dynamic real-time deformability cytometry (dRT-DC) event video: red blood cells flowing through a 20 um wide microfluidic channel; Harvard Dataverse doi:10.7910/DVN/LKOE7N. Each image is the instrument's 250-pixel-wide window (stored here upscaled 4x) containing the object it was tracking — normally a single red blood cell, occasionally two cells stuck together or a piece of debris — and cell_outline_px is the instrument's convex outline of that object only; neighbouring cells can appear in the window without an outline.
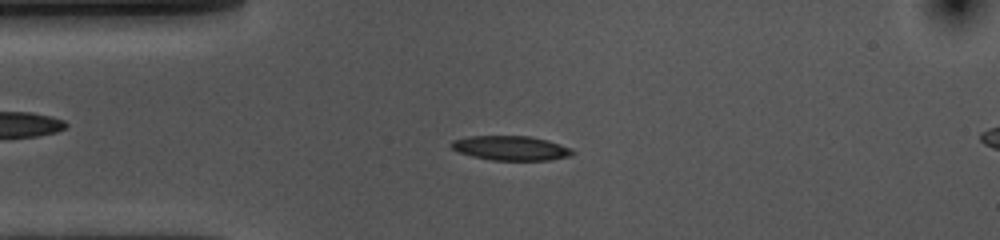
{"species": "common noctule bat (a hibernating species)", "species_latin": "Nyctalus noctula", "temperature_condition": "cold", "stored_images_in_passage": 53, "camera_frame_rate_fps": 3000, "um_per_image_px": 0.085, "animal": {"sex": "female", "body_mass_g": 10.0, "forearm_length_mm": 53.1}, "frame": {"image": 1, "passage_image": 11, "time_ms": 3.333, "image_size_px": [1000, 240], "cell_outline_px": [[576, 152], [568, 156], [552, 160], [492, 160], [472, 156], [460, 152], [452, 148], [448, 144], [452, 140], [468, 136], [532, 136], [548, 140], [572, 148]], "centroid_in_image_um": [43.43, 12.58], "position_along_channel_um": 41.6, "area_um2": 17.4}}
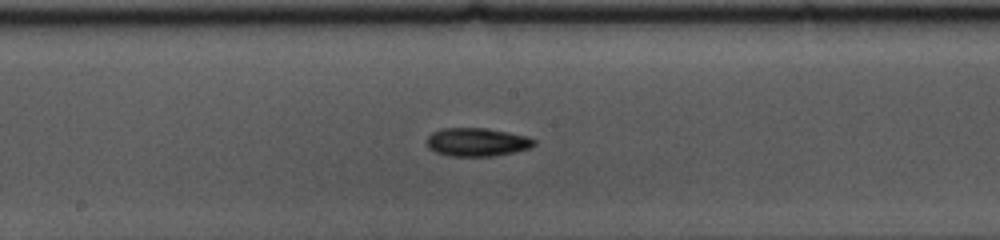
{"frame": {"image": 2, "passage_image": 26, "time_ms": 8.333, "image_size_px": [1000, 240], "cell_outline_px": [[536, 144], [532, 148], [516, 152], [492, 156], [452, 156], [436, 152], [428, 148], [428, 136], [432, 132], [440, 128], [488, 128], [528, 136], [536, 140]], "centroid_in_image_um": [40.59, 12.07], "position_along_channel_um": 207.6, "area_um2": 17.92}}
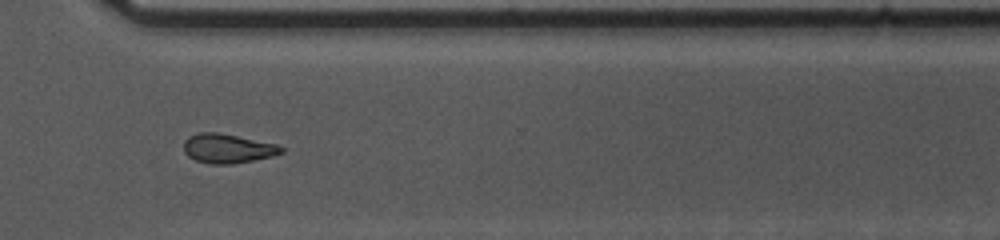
{"frame": {"image": 3, "passage_image": 38, "time_ms": 12.333, "image_size_px": [1000, 240], "cell_outline_px": [[284, 152], [272, 156], [232, 164], [208, 164], [196, 160], [188, 156], [184, 152], [184, 140], [188, 136], [200, 132], [216, 132], [276, 144], [284, 148]], "centroid_in_image_um": [19.32, 12.62], "position_along_channel_um": 351.3, "area_um2": 16.53}, "authors_computed_cell_mechanics": {"area_um2": 17.051, "velocity_mm_per_s": 3.5961, "shape_relaxation_time_tau1_ms": 7.9068, "shape_relaxation_time_tau2_ms": null, "deformation_change_tau1": 0.1623, "deformation_change_tau2": null}}